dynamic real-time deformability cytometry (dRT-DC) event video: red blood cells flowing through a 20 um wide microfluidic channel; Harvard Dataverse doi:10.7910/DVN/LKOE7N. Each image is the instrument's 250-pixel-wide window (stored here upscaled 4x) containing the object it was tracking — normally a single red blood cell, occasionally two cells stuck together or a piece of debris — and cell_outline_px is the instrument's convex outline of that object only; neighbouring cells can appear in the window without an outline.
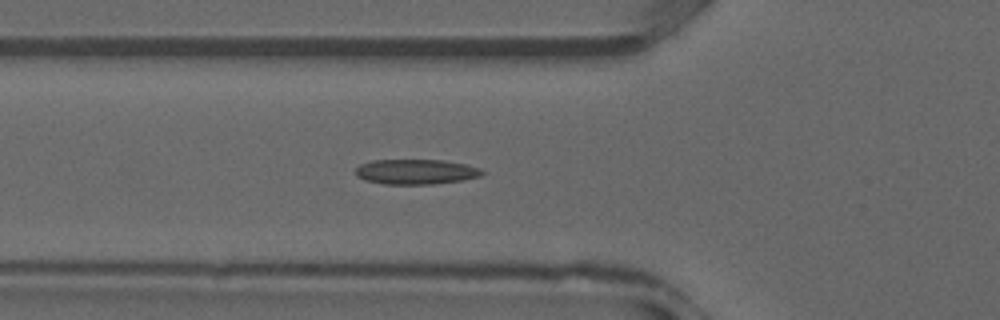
{"species": "common noctule bat (a hibernating species)", "species_latin": "Nyctalus noctula", "temperature_condition": "warm", "stored_images_in_passage": 36, "camera_frame_rate_fps": 3000, "um_per_image_px": 0.085, "animal": {"sex": "male", "forearm_length_mm": 52.5}, "frame": {"image": 1, "passage_image": 12, "time_ms": 3.667, "image_size_px": [1000, 320], "cell_outline_px": [[484, 172], [480, 176], [464, 180], [432, 184], [384, 184], [364, 180], [356, 176], [356, 168], [360, 164], [372, 160], [444, 160], [468, 164], [480, 168]], "centroid_in_image_um": [35.36, 14.59], "position_along_channel_um": 90.4, "area_um2": 18.61}}
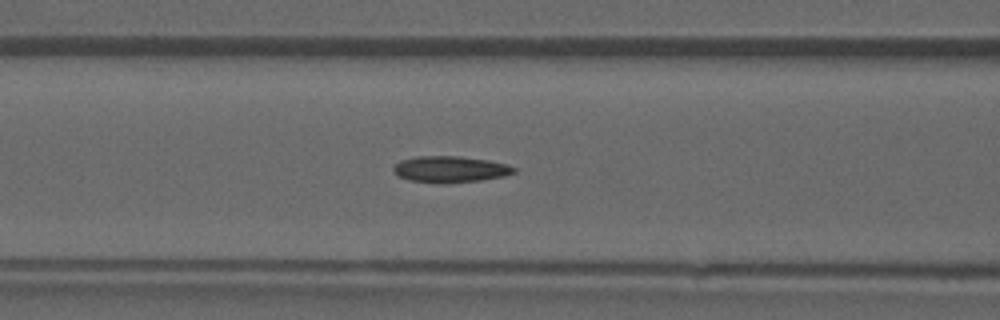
{"frame": {"image": 2, "passage_image": 14, "time_ms": 4.333, "image_size_px": [1000, 320], "cell_outline_px": [[516, 172], [504, 176], [480, 180], [440, 184], [408, 180], [396, 176], [392, 172], [392, 168], [400, 160], [416, 156], [460, 156], [488, 160], [508, 164], [516, 168]], "centroid_in_image_um": [38.23, 14.39], "position_along_channel_um": 128.4, "area_um2": 18.79}}
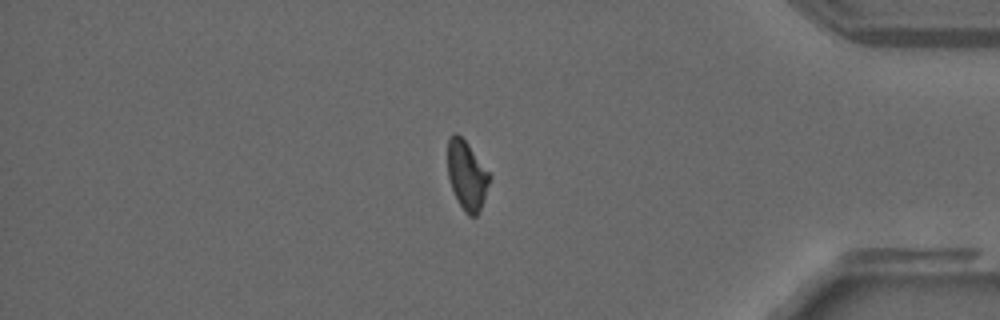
{"frame": {"image": 3, "passage_image": 30, "time_ms": 9.667, "image_size_px": [1000, 320], "cell_outline_px": [[492, 176], [480, 208], [476, 216], [468, 216], [464, 212], [452, 188], [448, 176], [448, 140], [452, 132], [456, 132], [468, 144]], "centroid_in_image_um": [39.68, 14.88], "position_along_channel_um": 395.5, "area_um2": 16.59}}